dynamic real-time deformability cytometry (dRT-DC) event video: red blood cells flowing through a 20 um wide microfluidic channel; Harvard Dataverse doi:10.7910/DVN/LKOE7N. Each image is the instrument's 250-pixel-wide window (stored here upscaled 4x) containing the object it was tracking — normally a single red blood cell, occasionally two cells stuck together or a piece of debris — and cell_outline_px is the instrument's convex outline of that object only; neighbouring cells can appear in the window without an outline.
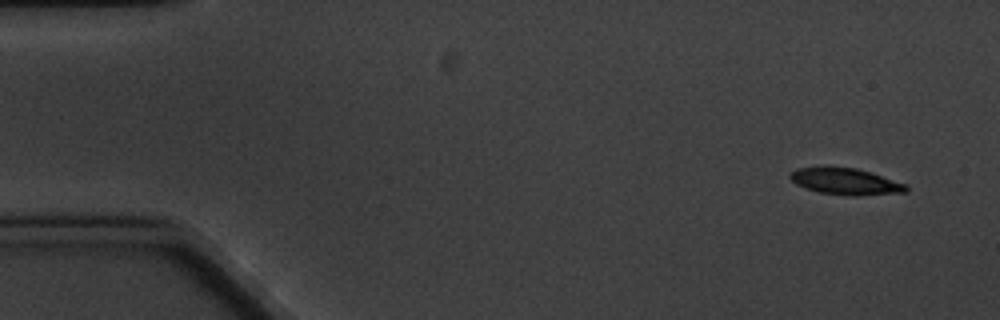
{"species": "common noctule bat (a hibernating species)", "species_latin": "Nyctalus noctula", "temperature_condition": "cold", "stored_images_in_passage": 6, "camera_frame_rate_fps": 3000, "um_per_image_px": 0.085, "animal": {"sex": "male", "body_mass_g": 20.1, "forearm_length_mm": 53.5}, "frame": {"image": 1, "passage_image": 1, "time_ms": 0.0, "image_size_px": [1000, 320], "cell_outline_px": [[908, 192], [860, 196], [852, 196], [820, 192], [796, 184], [788, 176], [796, 168], [824, 164], [828, 164], [856, 168], [908, 184]], "centroid_in_image_um": [71.86, 15.38], "position_along_channel_um": 13.1, "area_um2": 18.5}}
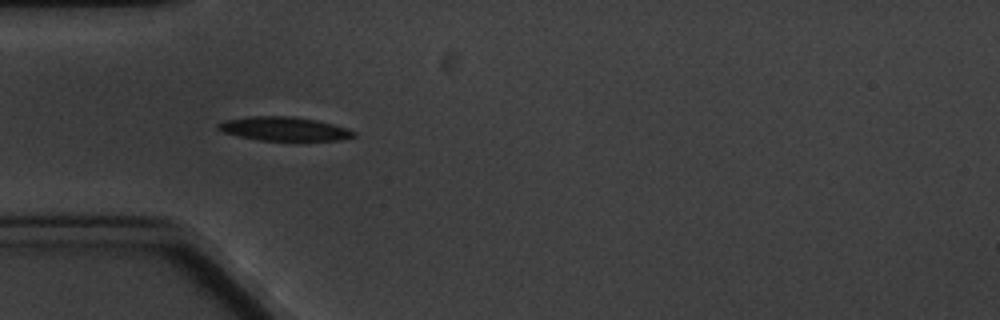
{"frame": {"image": 2, "passage_image": 5, "time_ms": 4.667, "image_size_px": [1000, 320], "cell_outline_px": [[356, 136], [340, 140], [260, 140], [240, 136], [224, 132], [216, 128], [216, 124], [224, 120], [248, 116], [292, 116], [316, 120], [348, 128], [356, 132]], "centroid_in_image_um": [24.14, 10.94], "position_along_channel_um": 60.9, "area_um2": 18.79}}